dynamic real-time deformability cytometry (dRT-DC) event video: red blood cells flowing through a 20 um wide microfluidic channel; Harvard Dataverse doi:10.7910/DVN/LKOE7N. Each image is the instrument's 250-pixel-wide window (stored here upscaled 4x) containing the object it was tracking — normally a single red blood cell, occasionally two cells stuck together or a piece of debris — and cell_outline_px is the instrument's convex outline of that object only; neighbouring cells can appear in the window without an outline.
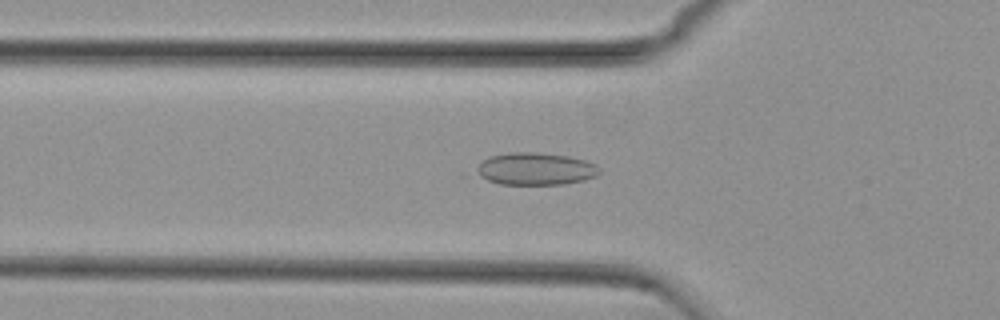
{"species": "common noctule bat (a hibernating species)", "species_latin": "Nyctalus noctula", "temperature_condition": "cold", "stored_images_in_passage": 54, "camera_frame_rate_fps": 3000, "um_per_image_px": 0.085, "animal": {"sex": "female", "body_mass_g": 29.2, "forearm_length_mm": 56.3}, "frame": {"image": 1, "passage_image": 18, "time_ms": 5.667, "image_size_px": [1000, 320], "cell_outline_px": [[600, 172], [596, 176], [584, 180], [564, 184], [500, 184], [460, 176], [460, 172], [488, 156], [508, 152], [536, 152], [568, 156], [584, 160], [596, 164], [600, 168]], "centroid_in_image_um": [45.15, 14.37], "position_along_channel_um": 80.7, "area_um2": 24.97}}
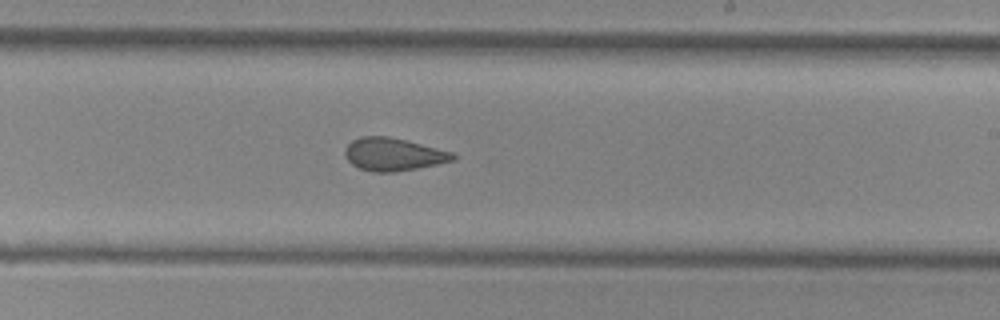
{"frame": {"image": 2, "passage_image": 32, "time_ms": 10.333, "image_size_px": [1000, 320], "cell_outline_px": [[456, 160], [396, 172], [372, 172], [360, 168], [352, 164], [344, 156], [344, 152], [348, 144], [352, 140], [360, 136], [388, 136], [452, 152], [456, 156]], "centroid_in_image_um": [33.4, 13.12], "position_along_channel_um": 255.6, "area_um2": 20.46}}
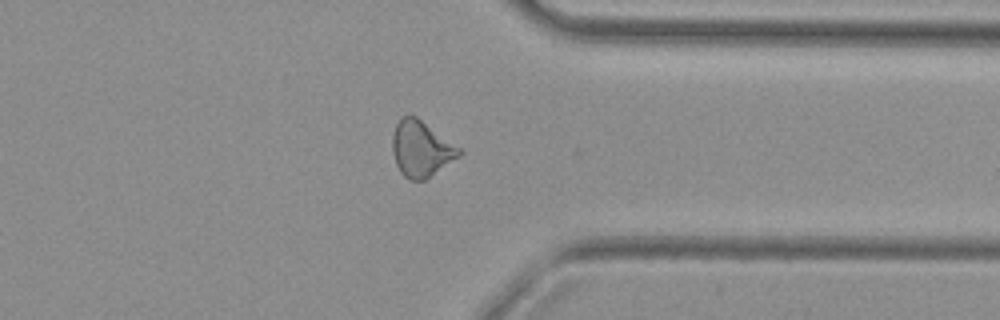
{"frame": {"image": 3, "passage_image": 42, "time_ms": 13.667, "image_size_px": [1000, 320], "cell_outline_px": [[464, 152], [460, 156], [424, 180], [408, 180], [400, 172], [396, 164], [392, 152], [392, 136], [396, 124], [404, 116], [416, 116], [460, 148]], "centroid_in_image_um": [35.78, 12.67], "position_along_channel_um": 375.6, "area_um2": 21.5}, "authors_computed_cell_mechanics": {"area_um2": 21.6461, "velocity_mm_per_s": 3.742, "shape_relaxation_time_tau1_ms": null, "shape_relaxation_time_tau2_ms": 2.5422, "deformation_change_tau1": null, "deformation_change_tau2": 0.0892}}